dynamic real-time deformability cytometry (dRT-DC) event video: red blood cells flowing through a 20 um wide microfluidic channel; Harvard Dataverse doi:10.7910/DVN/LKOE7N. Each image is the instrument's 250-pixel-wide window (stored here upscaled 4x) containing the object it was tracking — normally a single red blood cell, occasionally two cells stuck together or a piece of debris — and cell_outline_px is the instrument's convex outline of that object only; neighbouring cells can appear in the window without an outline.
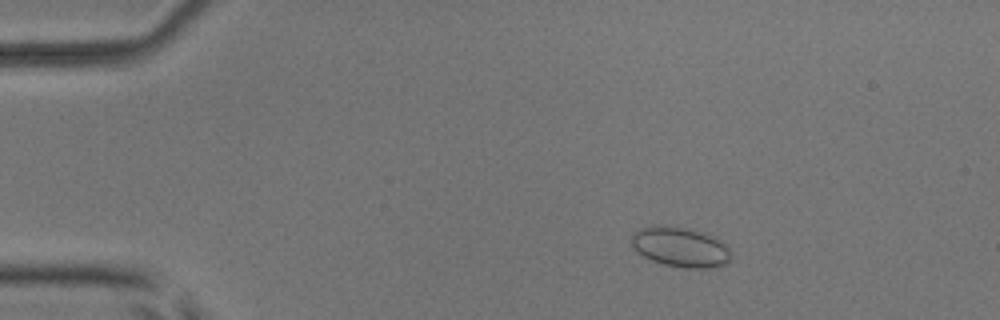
{"species": "common noctule bat (a hibernating species)", "species_latin": "Nyctalus noctula", "temperature_condition": "room temperature", "stored_images_in_passage": 20, "camera_frame_rate_fps": 3000, "um_per_image_px": 0.085, "animal": {"sex": "male", "body_mass_g": 17.9, "forearm_length_mm": 54.2}, "frame": {"image": 1, "passage_image": 8, "time_ms": 2.333, "image_size_px": [1000, 320], "cell_outline_px": [[732, 260], [724, 264], [712, 268], [684, 268], [664, 264], [652, 260], [644, 256], [632, 244], [632, 236], [640, 228], [652, 224], [668, 224], [692, 228], [708, 232], [720, 240], [728, 248], [732, 256]], "centroid_in_image_um": [57.88, 20.96], "position_along_channel_um": 27.1, "area_um2": 23.64}}
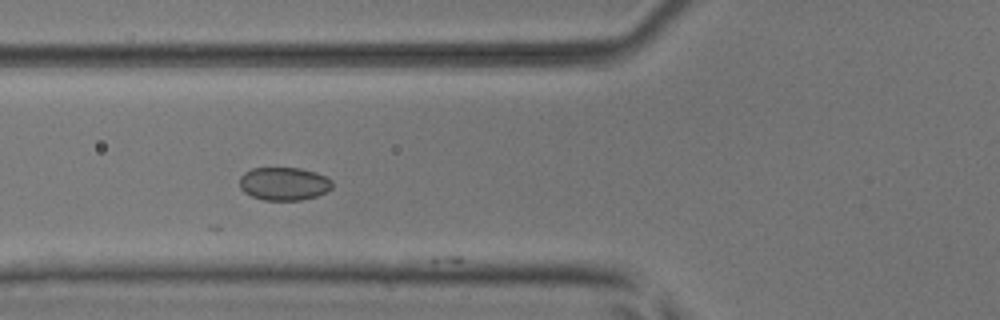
{"frame": {"image": 2, "passage_image": 19, "time_ms": 6.0, "image_size_px": [1000, 320], "cell_outline_px": [[332, 188], [328, 192], [316, 196], [300, 200], [264, 200], [252, 196], [244, 192], [240, 188], [240, 176], [244, 172], [252, 168], [300, 168], [316, 172], [332, 180]], "centroid_in_image_um": [24.14, 15.61], "position_along_channel_um": 101.7, "area_um2": 17.98}}